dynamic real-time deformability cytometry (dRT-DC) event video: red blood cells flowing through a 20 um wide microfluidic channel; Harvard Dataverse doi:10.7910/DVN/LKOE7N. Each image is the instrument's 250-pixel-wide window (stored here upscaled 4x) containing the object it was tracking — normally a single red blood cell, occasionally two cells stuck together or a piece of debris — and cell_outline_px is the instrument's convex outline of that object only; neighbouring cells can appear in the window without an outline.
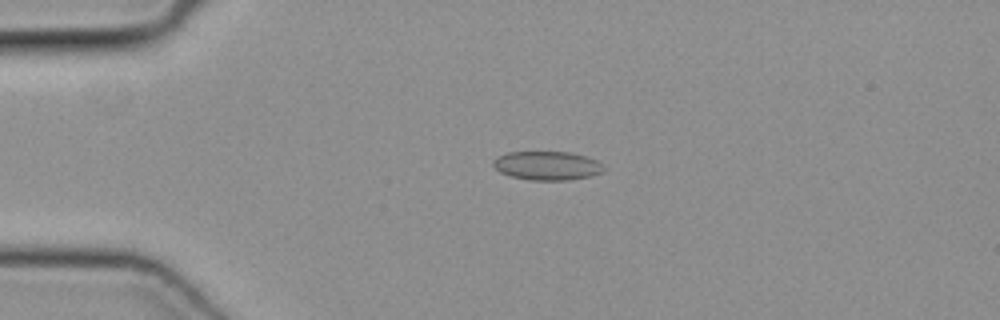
{"species": "common noctule bat (a hibernating species)", "species_latin": "Nyctalus noctula", "temperature_condition": "cold", "stored_images_in_passage": 50, "camera_frame_rate_fps": 3000, "um_per_image_px": 0.085, "animal": {"sex": "female", "body_mass_g": 19.3, "forearm_length_mm": 54.1}, "frame": {"image": 1, "passage_image": 12, "time_ms": 3.667, "image_size_px": [1000, 320], "cell_outline_px": [[604, 172], [592, 176], [568, 180], [528, 180], [512, 176], [500, 172], [492, 164], [492, 160], [496, 156], [508, 152], [568, 152], [584, 156], [596, 160], [604, 164]], "centroid_in_image_um": [46.51, 14.08], "position_along_channel_um": 38.5, "area_um2": 18.67}}
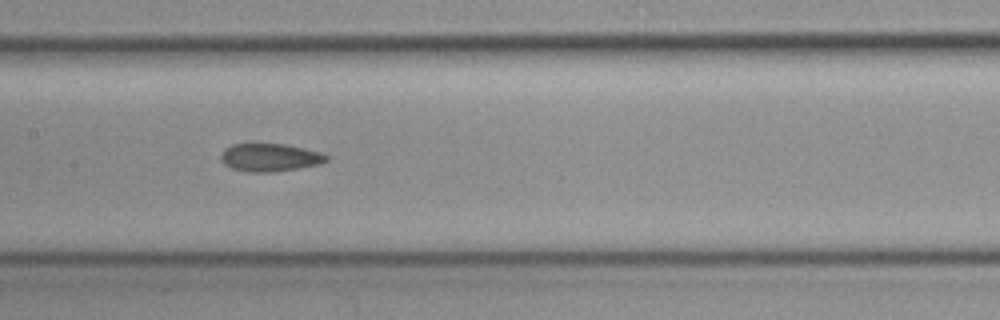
{"frame": {"image": 2, "passage_image": 25, "time_ms": 8.0, "image_size_px": [1000, 320], "cell_outline_px": [[328, 160], [320, 164], [272, 172], [248, 172], [232, 168], [224, 164], [220, 160], [220, 156], [224, 148], [232, 144], [284, 144], [304, 148], [320, 152], [328, 156]], "centroid_in_image_um": [22.91, 13.38], "position_along_channel_um": 184.5, "area_um2": 17.11}}
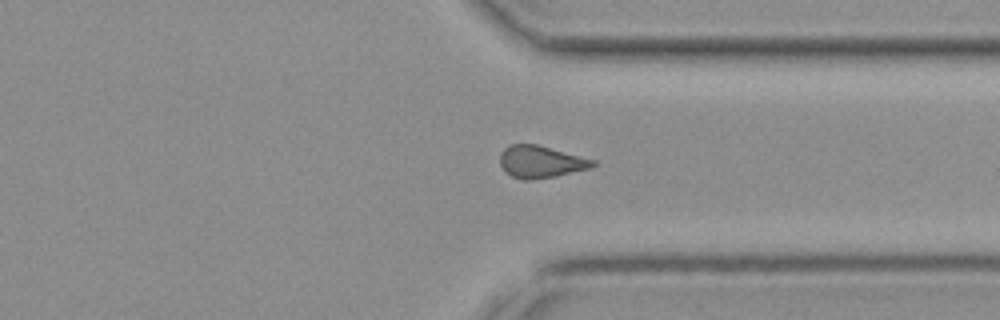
{"frame": {"image": 3, "passage_image": 38, "time_ms": 12.333, "image_size_px": [1000, 320], "cell_outline_px": [[600, 164], [592, 168], [556, 176], [532, 180], [520, 180], [504, 172], [500, 164], [500, 152], [504, 148], [512, 144], [536, 144], [596, 160]], "centroid_in_image_um": [45.99, 13.76], "position_along_channel_um": 365.4, "area_um2": 17.69}}